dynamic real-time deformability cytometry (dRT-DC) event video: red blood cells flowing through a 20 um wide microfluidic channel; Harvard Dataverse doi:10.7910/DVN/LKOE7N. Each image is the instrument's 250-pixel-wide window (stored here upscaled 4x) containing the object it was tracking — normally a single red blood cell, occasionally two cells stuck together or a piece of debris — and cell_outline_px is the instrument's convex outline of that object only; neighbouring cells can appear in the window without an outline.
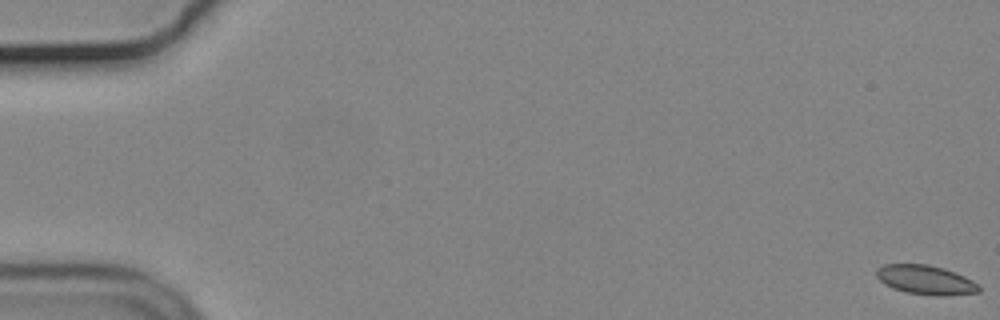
{"species": "common noctule bat (a hibernating species)", "species_latin": "Nyctalus noctula", "temperature_condition": "cold", "stored_images_in_passage": 57, "camera_frame_rate_fps": 3000, "um_per_image_px": 0.085, "animal": {"sex": "male", "body_mass_g": 19.2, "forearm_length_mm": 51.8}, "frame": {"image": 1, "passage_image": 1, "time_ms": 0.0, "image_size_px": [1000, 320], "cell_outline_px": [[980, 292], [944, 296], [936, 296], [908, 292], [892, 288], [884, 284], [876, 276], [876, 268], [884, 264], [928, 264], [944, 268], [964, 276], [980, 284]], "centroid_in_image_um": [78.69, 23.79], "position_along_channel_um": 6.3, "area_um2": 17.57}}
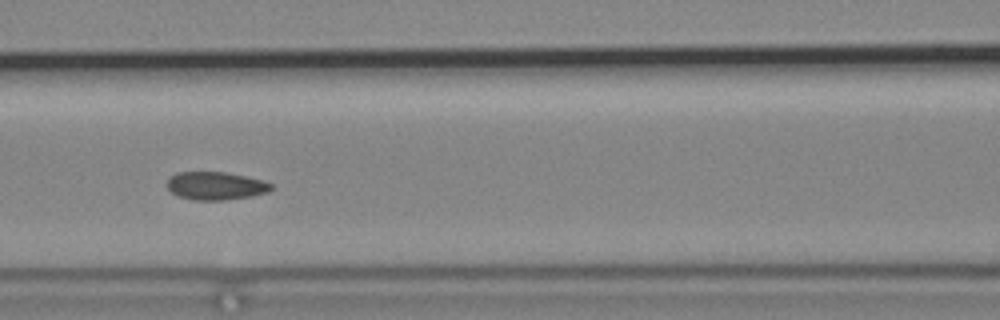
{"frame": {"image": 2, "passage_image": 26, "time_ms": 8.333, "image_size_px": [1000, 320], "cell_outline_px": [[272, 188], [268, 192], [252, 196], [224, 200], [196, 200], [180, 196], [172, 192], [168, 188], [168, 176], [176, 172], [224, 172], [248, 176], [272, 184]], "centroid_in_image_um": [18.33, 15.78], "position_along_channel_um": 148.3, "area_um2": 16.94}}
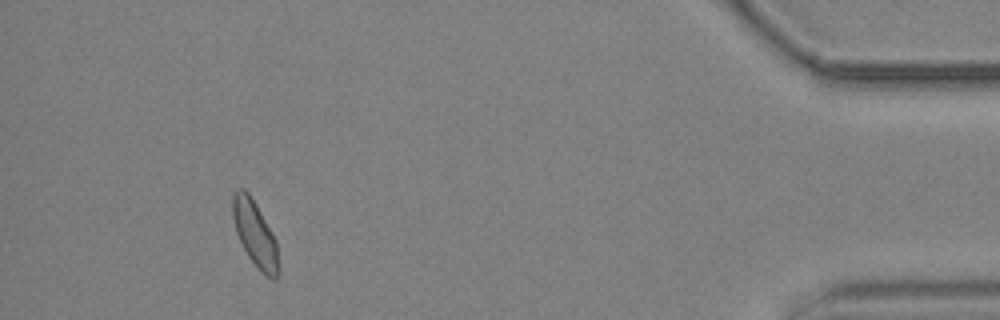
{"frame": {"image": 3, "passage_image": 53, "time_ms": 17.333, "image_size_px": [1000, 320], "cell_outline_px": [[280, 276], [276, 280], [260, 272], [256, 268], [248, 256], [236, 232], [232, 216], [232, 192], [236, 188], [244, 188], [248, 192], [272, 232], [276, 240], [280, 272]], "centroid_in_image_um": [21.68, 19.9], "position_along_channel_um": 413.5, "area_um2": 17.69}, "authors_computed_cell_mechanics": {"area_um2": 17.3978, "velocity_mm_per_s": 3.6656, "shape_relaxation_time_tau1_ms": 11.2544, "shape_relaxation_time_tau2_ms": 1.4831, "deformation_change_tau1": 0.1154, "deformation_change_tau2": 0.0526}}